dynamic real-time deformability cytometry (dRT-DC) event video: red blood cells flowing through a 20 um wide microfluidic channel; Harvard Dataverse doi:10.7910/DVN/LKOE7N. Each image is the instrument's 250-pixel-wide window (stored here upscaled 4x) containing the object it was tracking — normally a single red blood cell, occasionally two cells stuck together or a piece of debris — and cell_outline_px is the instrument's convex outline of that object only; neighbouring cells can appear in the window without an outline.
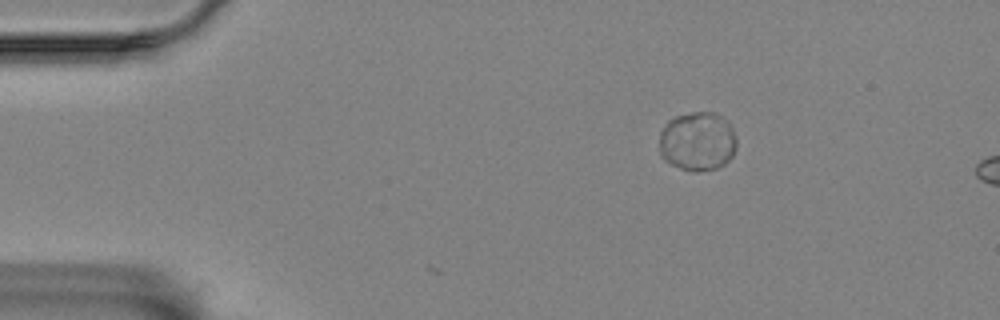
{"species": "Egyptian fruit bat (a non-hibernating species)", "species_latin": "Rousettus aegyptiacus", "temperature_condition": "room temperature", "stored_images_in_passage": 7, "camera_frame_rate_fps": 3000, "um_per_image_px": 0.085, "animal": {"sex": "female"}, "frame": {"image": 1, "passage_image": 1, "time_ms": 0.0, "image_size_px": [1000, 320], "cell_outline_px": [[736, 148], [732, 156], [724, 164], [716, 168], [696, 172], [680, 168], [664, 160], [660, 156], [660, 132], [668, 120], [676, 116], [692, 112], [712, 112], [720, 116], [732, 128], [736, 136]], "centroid_in_image_um": [59.27, 12.02], "position_along_channel_um": 25.7, "area_um2": 26.53}}